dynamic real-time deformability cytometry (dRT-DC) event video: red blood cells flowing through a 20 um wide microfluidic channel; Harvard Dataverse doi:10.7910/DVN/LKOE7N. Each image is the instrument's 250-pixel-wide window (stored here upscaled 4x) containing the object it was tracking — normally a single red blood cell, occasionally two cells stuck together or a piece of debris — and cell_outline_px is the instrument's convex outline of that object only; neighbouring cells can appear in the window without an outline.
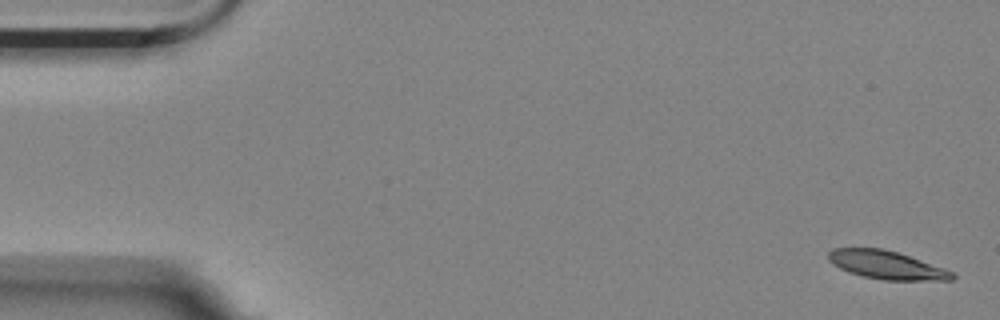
{"species": "Egyptian fruit bat (a non-hibernating species)", "species_latin": "Rousettus aegyptiacus", "temperature_condition": "room temperature", "stored_images_in_passage": 6, "camera_frame_rate_fps": 3000, "um_per_image_px": 0.085, "animal": {"sex": "female"}, "frame": {"image": 1, "passage_image": 1, "time_ms": 0.0, "image_size_px": [1000, 320], "cell_outline_px": [[956, 276], [952, 280], [884, 280], [864, 276], [848, 272], [832, 264], [828, 260], [828, 252], [832, 248], [880, 248], [896, 252], [944, 268], [952, 272]], "centroid_in_image_um": [75.32, 22.52], "position_along_channel_um": 9.7, "area_um2": 20.17}}
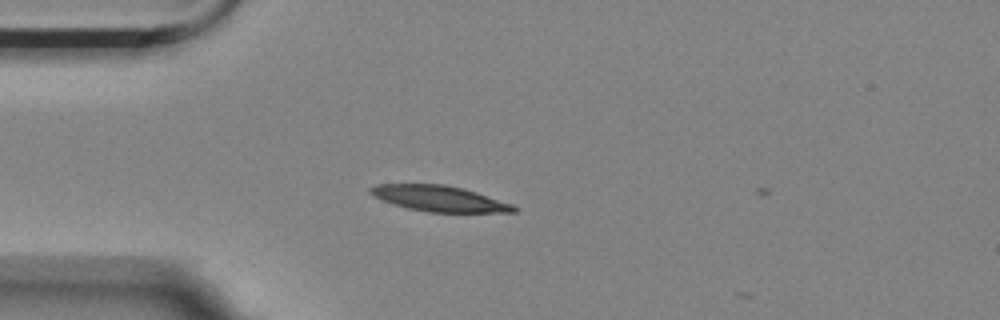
{"frame": {"image": 2, "passage_image": 5, "time_ms": 1.333, "image_size_px": [1000, 320], "cell_outline_px": [[520, 208], [516, 212], [428, 212], [408, 208], [372, 196], [368, 192], [368, 188], [376, 184], [444, 184], [476, 192], [512, 204]], "centroid_in_image_um": [37.33, 16.87], "position_along_channel_um": 47.7, "area_um2": 21.33}}